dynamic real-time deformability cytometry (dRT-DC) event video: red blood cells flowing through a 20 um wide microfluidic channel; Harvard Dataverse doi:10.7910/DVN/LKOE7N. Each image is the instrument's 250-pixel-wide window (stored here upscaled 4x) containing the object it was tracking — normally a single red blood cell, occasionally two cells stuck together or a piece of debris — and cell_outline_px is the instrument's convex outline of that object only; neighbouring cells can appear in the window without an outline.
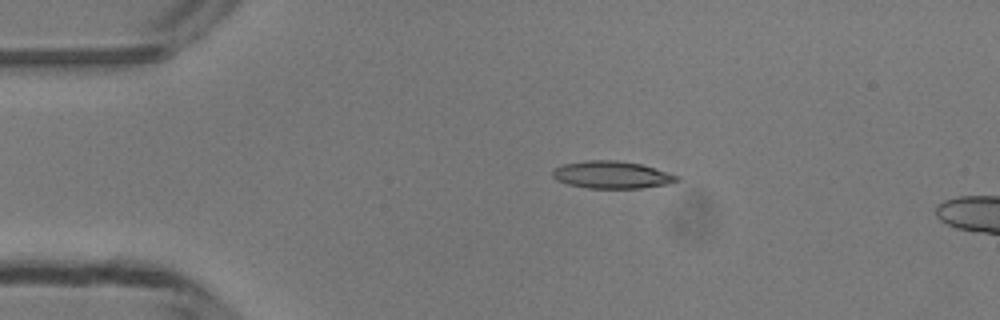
{"species": "common noctule bat (a hibernating species)", "species_latin": "Nyctalus noctula", "temperature_condition": "room temperature", "stored_images_in_passage": 13, "camera_frame_rate_fps": 3000, "um_per_image_px": 0.085, "animal": {"sex": "male", "body_mass_g": 13.3}, "frame": {"image": 1, "passage_image": 8, "time_ms": 2.333, "image_size_px": [1000, 320], "cell_outline_px": [[680, 180], [668, 184], [640, 188], [588, 188], [568, 184], [556, 180], [552, 176], [552, 172], [556, 168], [564, 164], [584, 160], [616, 160], [640, 164], [680, 176]], "centroid_in_image_um": [52.0, 14.86], "position_along_channel_um": 33.0, "area_um2": 19.71}}